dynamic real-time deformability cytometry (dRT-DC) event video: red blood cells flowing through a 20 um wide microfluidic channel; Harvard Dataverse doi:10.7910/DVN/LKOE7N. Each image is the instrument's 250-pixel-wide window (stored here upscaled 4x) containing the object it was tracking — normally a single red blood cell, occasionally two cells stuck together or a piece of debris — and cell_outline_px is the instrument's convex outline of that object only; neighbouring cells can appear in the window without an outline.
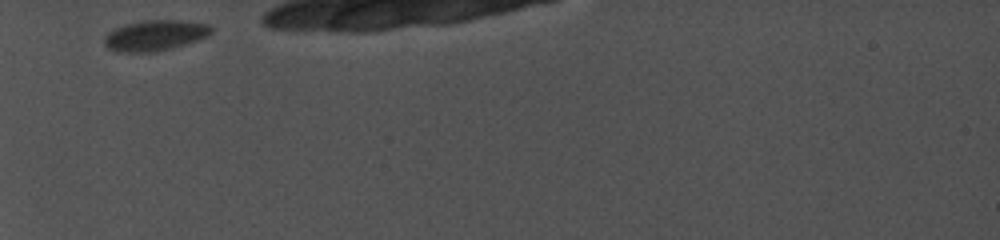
{"species": "common noctule bat (a hibernating species)", "species_latin": "Nyctalus noctula", "temperature_condition": "cold", "stored_images_in_passage": 16, "camera_frame_rate_fps": 5000, "um_per_image_px": 0.085, "animal": {"sex": "female", "body_mass_g": 19.0, "forearm_length_mm": 56.7}, "frame": {"image": 1, "passage_image": 1, "time_ms": 0.0, "image_size_px": [1000, 240], "cell_outline_px": [[212, 32], [208, 36], [172, 48], [152, 52], [120, 52], [108, 48], [104, 44], [104, 36], [108, 32], [124, 24], [144, 20], [180, 20], [212, 24]], "centroid_in_image_um": [13.18, 3.0], "position_along_channel_um": 71.8, "area_um2": 19.13}}
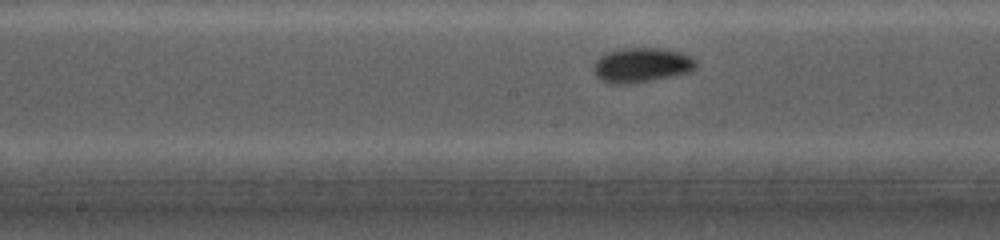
{"frame": {"image": 2, "passage_image": 10, "time_ms": 3.6, "image_size_px": [1000, 240], "cell_outline_px": [[696, 68], [692, 72], [672, 76], [628, 84], [612, 84], [600, 80], [596, 76], [592, 68], [596, 60], [600, 56], [608, 52], [620, 48], [656, 48], [676, 52], [692, 56], [696, 60]], "centroid_in_image_um": [54.51, 5.54], "position_along_channel_um": 193.7, "area_um2": 20.69}}